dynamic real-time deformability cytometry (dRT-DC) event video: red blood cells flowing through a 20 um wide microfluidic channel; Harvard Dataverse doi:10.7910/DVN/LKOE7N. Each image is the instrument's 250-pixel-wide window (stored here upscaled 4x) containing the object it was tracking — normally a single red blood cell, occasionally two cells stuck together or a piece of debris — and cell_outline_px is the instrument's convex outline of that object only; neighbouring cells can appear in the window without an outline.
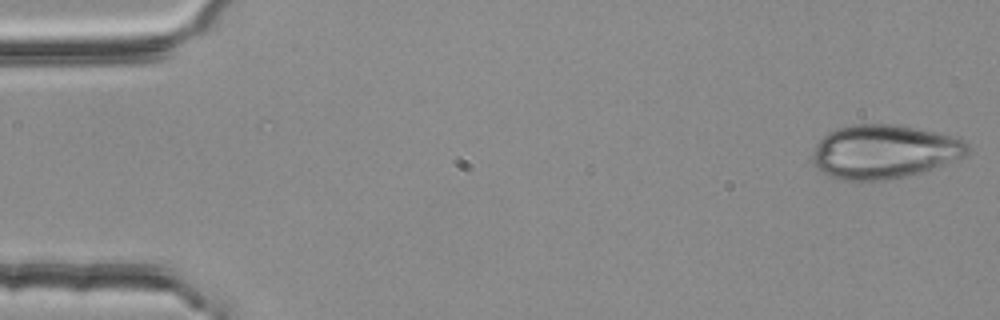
{"species": "common noctule bat (a hibernating species)", "species_latin": "Nyctalus noctula", "temperature_condition": "room temperature", "stored_images_in_passage": 53, "camera_frame_rate_fps": 3000, "um_per_image_px": 0.085, "animal": {"sex": "female", "body_mass_g": 25.1}, "frame": {"image": 1, "passage_image": 1, "time_ms": 0.0, "image_size_px": [1000, 320], "cell_outline_px": [[968, 148], [964, 156], [944, 164], [904, 176], [884, 180], [840, 180], [828, 176], [820, 172], [816, 168], [812, 160], [812, 152], [816, 144], [828, 132], [836, 128], [852, 124], [892, 124], [916, 128], [956, 136], [964, 140], [968, 144]], "centroid_in_image_um": [75.09, 12.88], "position_along_channel_um": 9.9, "area_um2": 48.49}}
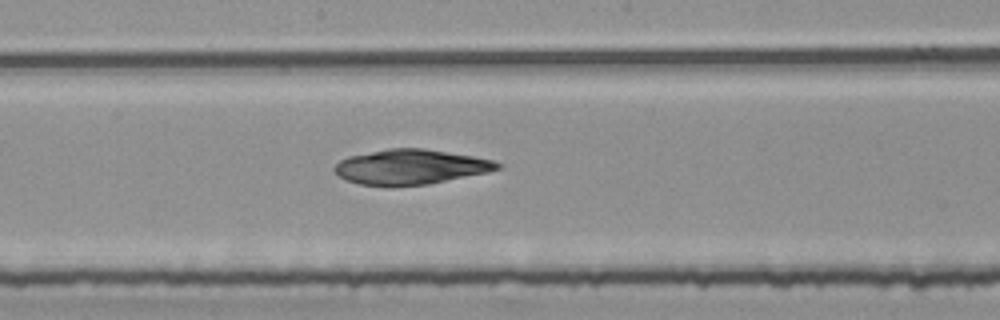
{"frame": {"image": 2, "passage_image": 28, "time_ms": 9.0, "image_size_px": [1000, 320], "cell_outline_px": [[500, 168], [488, 172], [428, 184], [392, 188], [388, 188], [360, 184], [344, 180], [332, 168], [340, 160], [348, 156], [388, 148], [424, 148], [472, 156], [492, 160], [500, 164]], "centroid_in_image_um": [34.83, 14.21], "position_along_channel_um": 213.4, "area_um2": 33.52}}
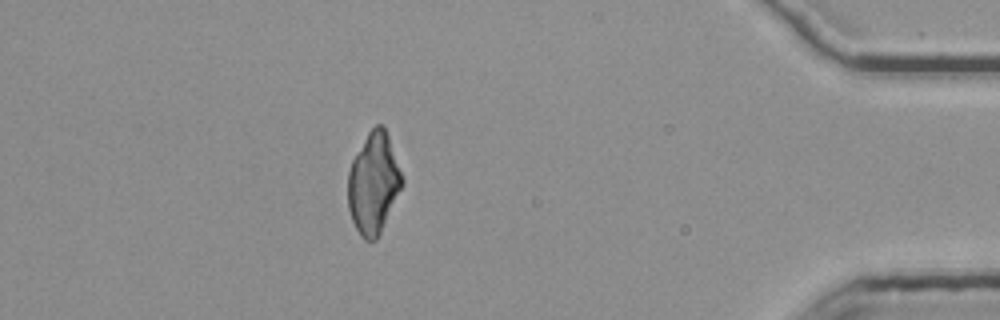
{"frame": {"image": 3, "passage_image": 47, "time_ms": 15.333, "image_size_px": [1000, 320], "cell_outline_px": [[404, 184], [376, 240], [364, 240], [356, 228], [352, 220], [348, 208], [348, 172], [352, 160], [368, 132], [376, 124], [384, 124], [404, 180]], "centroid_in_image_um": [31.75, 15.56], "position_along_channel_um": 403.4, "area_um2": 31.67}}